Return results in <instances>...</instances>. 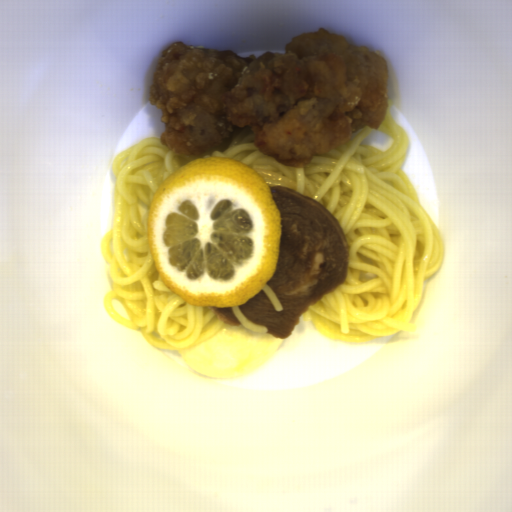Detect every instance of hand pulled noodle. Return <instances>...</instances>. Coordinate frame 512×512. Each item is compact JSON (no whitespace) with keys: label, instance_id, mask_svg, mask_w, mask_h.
I'll use <instances>...</instances> for the list:
<instances>
[{"label":"hand pulled noodle","instance_id":"1","mask_svg":"<svg viewBox=\"0 0 512 512\" xmlns=\"http://www.w3.org/2000/svg\"><path fill=\"white\" fill-rule=\"evenodd\" d=\"M392 102L378 128L393 142L385 151L362 144L373 131L366 126L343 146L302 166H286L256 148L253 130L243 126L200 155L167 149L161 135L118 154L112 163L113 228L100 244L113 284L103 300L108 314L154 347L176 352L206 343L226 324L211 307L182 301L166 286L147 239L150 204L165 179L189 162L225 157L255 170L270 187H285L320 204L348 241L344 285L307 308L303 319L335 341L416 331L412 316L425 279L442 267L444 238L404 173L410 142L394 119Z\"/></svg>","mask_w":512,"mask_h":512},{"label":"hand pulled noodle","instance_id":"3","mask_svg":"<svg viewBox=\"0 0 512 512\" xmlns=\"http://www.w3.org/2000/svg\"><path fill=\"white\" fill-rule=\"evenodd\" d=\"M261 291H264L265 295L267 296L269 302L271 303L275 311L280 312L281 310H283L281 302L279 301L273 289L270 287L268 283L264 286V288Z\"/></svg>","mask_w":512,"mask_h":512},{"label":"hand pulled noodle","instance_id":"2","mask_svg":"<svg viewBox=\"0 0 512 512\" xmlns=\"http://www.w3.org/2000/svg\"><path fill=\"white\" fill-rule=\"evenodd\" d=\"M233 314L238 319L242 326L251 331L252 333H268L265 326L250 323L246 316L241 311L240 305L231 307Z\"/></svg>","mask_w":512,"mask_h":512}]
</instances>
